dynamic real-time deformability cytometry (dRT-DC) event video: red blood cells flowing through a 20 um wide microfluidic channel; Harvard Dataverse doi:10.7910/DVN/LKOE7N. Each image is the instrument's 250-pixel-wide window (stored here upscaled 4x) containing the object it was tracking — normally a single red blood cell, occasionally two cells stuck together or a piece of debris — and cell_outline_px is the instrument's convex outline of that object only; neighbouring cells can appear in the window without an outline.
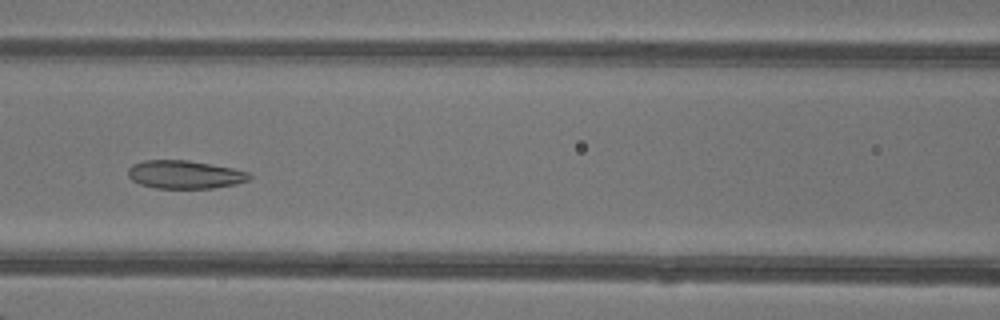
{"species": "common noctule bat (a hibernating species)", "species_latin": "Nyctalus noctula", "temperature_condition": "warm", "stored_images_in_passage": 48, "camera_frame_rate_fps": 3000, "um_per_image_px": 0.085, "animal": {"sex": "female"}, "frame": {"image": 1, "passage_image": 21, "time_ms": 6.667, "image_size_px": [1000, 320], "cell_outline_px": [[252, 176], [248, 180], [236, 184], [212, 188], [156, 188], [140, 184], [132, 180], [128, 176], [128, 168], [132, 164], [144, 160], [188, 160], [232, 168], [248, 172]], "centroid_in_image_um": [15.68, 14.83], "position_along_channel_um": 150.9, "area_um2": 19.88}, "authors_computed_cell_mechanics": {"area_um2": 23.9003, "velocity_mm_per_s": 4.274, "shape_relaxation_time_tau1_ms": null, "shape_relaxation_time_tau2_ms": 2.1642, "deformation_change_tau1": null, "deformation_change_tau2": 0.0873}}